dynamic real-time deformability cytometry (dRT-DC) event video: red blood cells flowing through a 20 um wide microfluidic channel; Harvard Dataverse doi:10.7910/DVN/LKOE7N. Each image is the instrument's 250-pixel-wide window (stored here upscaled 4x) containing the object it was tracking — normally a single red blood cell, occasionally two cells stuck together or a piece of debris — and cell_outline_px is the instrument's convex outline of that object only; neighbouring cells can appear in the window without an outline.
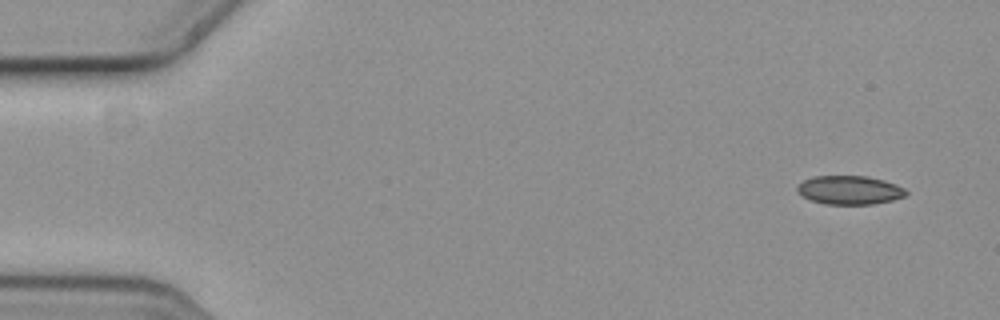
{"species": "common noctule bat (a hibernating species)", "species_latin": "Nyctalus noctula", "temperature_condition": "cold", "stored_images_in_passage": 5, "camera_frame_rate_fps": 3000, "um_per_image_px": 0.085, "animal": {"sex": "female", "body_mass_g": 19.3, "forearm_length_mm": 54.1}, "frame": {"image": 1, "passage_image": 1, "time_ms": 0.0, "image_size_px": [1000, 320], "cell_outline_px": [[908, 192], [904, 196], [892, 200], [872, 204], [828, 204], [812, 200], [804, 196], [796, 188], [804, 180], [816, 176], [864, 176], [884, 180], [896, 184], [904, 188]], "centroid_in_image_um": [72.25, 16.15], "position_along_channel_um": 12.7, "area_um2": 17.86}}
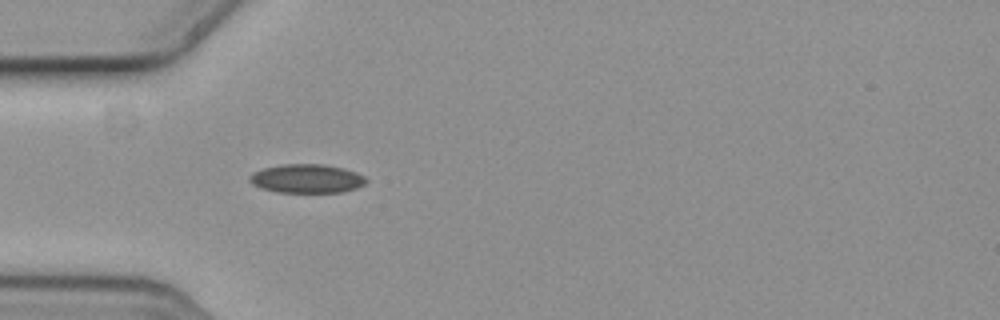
{"frame": {"image": 2, "passage_image": 5, "time_ms": 1.333, "image_size_px": [1000, 320], "cell_outline_px": [[368, 180], [364, 184], [356, 188], [344, 192], [276, 192], [260, 188], [252, 184], [248, 180], [248, 176], [252, 172], [264, 168], [284, 164], [324, 164], [344, 168], [356, 172], [364, 176]], "centroid_in_image_um": [26.06, 15.18], "position_along_channel_um": 58.9, "area_um2": 19.71}}